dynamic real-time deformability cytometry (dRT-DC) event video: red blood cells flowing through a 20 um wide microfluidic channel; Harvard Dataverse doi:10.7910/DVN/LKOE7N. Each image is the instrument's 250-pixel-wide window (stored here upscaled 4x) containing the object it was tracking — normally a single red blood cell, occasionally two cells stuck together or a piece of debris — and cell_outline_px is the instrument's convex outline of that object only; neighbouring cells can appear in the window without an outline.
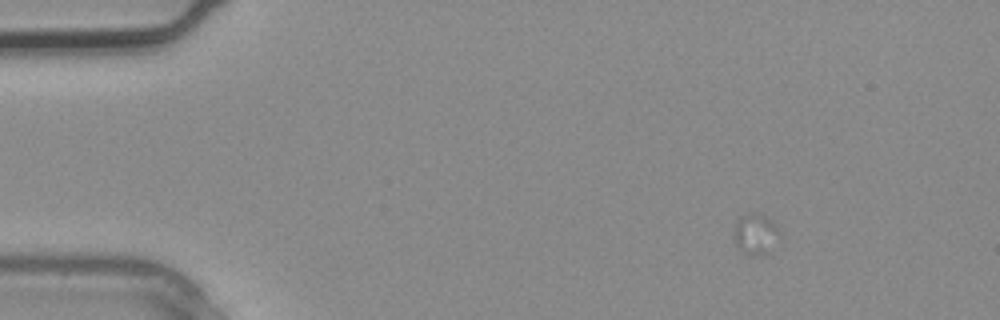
{"species": "common noctule bat (a hibernating species)", "species_latin": "Nyctalus noctula", "temperature_condition": "warm", "stored_images_in_passage": 1, "camera_frame_rate_fps": 3000, "um_per_image_px": 0.085, "animal": {"sex": "male", "body_mass_g": 20.4}, "frame": {"image": 1, "passage_image": 1, "time_ms": 0.0, "image_size_px": [1000, 320], "cell_outline_px": [[780, 236], [768, 252], [764, 256], [752, 256], [744, 252], [736, 244], [736, 224], [740, 216], [748, 212], [752, 212], [764, 216], [772, 220], [776, 224]], "centroid_in_image_um": [64.26, 19.89], "position_along_channel_um": 20.7, "area_um2": 10.64}}